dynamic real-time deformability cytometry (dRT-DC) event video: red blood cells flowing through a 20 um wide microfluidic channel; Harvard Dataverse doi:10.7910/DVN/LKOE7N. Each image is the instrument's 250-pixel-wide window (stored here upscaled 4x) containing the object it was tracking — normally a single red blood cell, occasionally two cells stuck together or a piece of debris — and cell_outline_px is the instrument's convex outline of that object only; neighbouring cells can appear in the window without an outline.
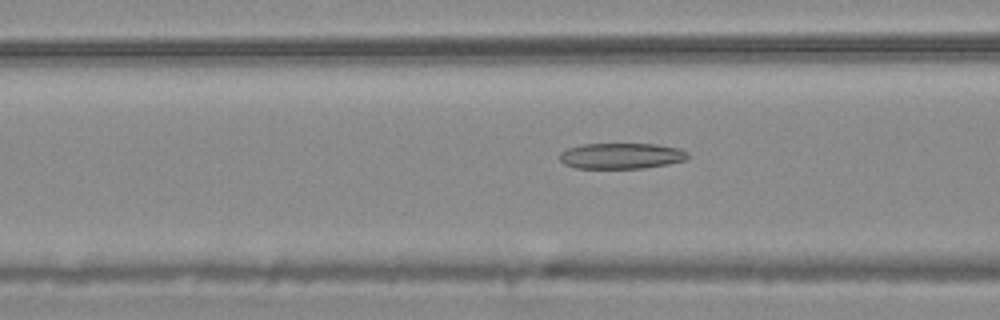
{"species": "common noctule bat (a hibernating species)", "species_latin": "Nyctalus noctula", "temperature_condition": "warm", "stored_images_in_passage": 50, "camera_frame_rate_fps": 3000, "um_per_image_px": 0.085, "animal": {"sex": "male", "body_mass_g": 20.4}, "frame": {"image": 1, "passage_image": 17, "time_ms": 5.333, "image_size_px": [1000, 320], "cell_outline_px": [[688, 156], [684, 160], [668, 164], [644, 168], [576, 168], [564, 164], [560, 160], [560, 152], [568, 148], [580, 144], [656, 144], [680, 148], [688, 152]], "centroid_in_image_um": [52.8, 13.24], "position_along_channel_um": 113.8, "area_um2": 19.31}}
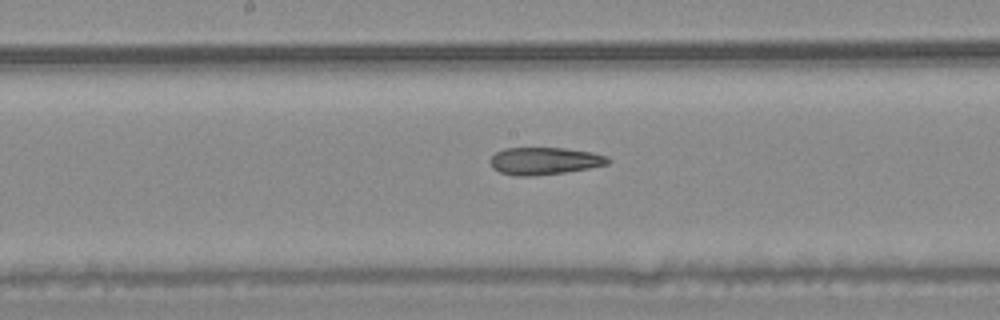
{"frame": {"image": 2, "passage_image": 24, "time_ms": 7.667, "image_size_px": [1000, 320], "cell_outline_px": [[612, 160], [608, 164], [588, 168], [564, 172], [532, 176], [516, 176], [500, 172], [492, 168], [488, 160], [496, 152], [504, 148], [564, 148], [592, 152], [608, 156]], "centroid_in_image_um": [46.27, 13.67], "position_along_channel_um": 201.9, "area_um2": 18.84}}
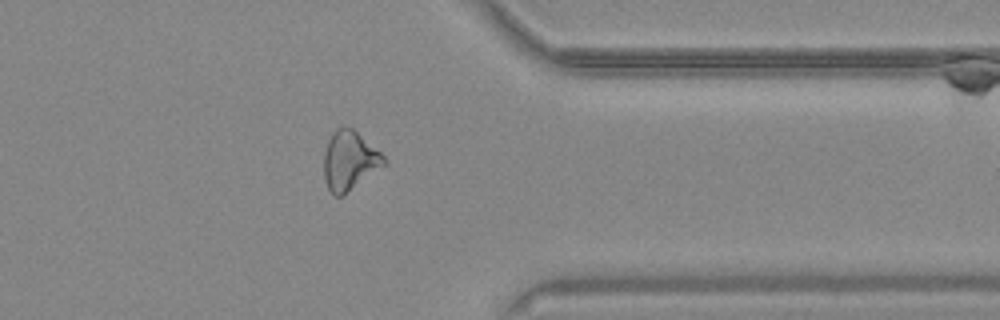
{"frame": {"image": 3, "passage_image": 39, "time_ms": 12.667, "image_size_px": [1000, 320], "cell_outline_px": [[388, 160], [384, 164], [344, 196], [336, 196], [328, 188], [324, 176], [324, 152], [328, 140], [332, 132], [336, 128], [352, 128], [380, 152]], "centroid_in_image_um": [29.69, 13.66], "position_along_channel_um": 381.7, "area_um2": 20.35}, "authors_computed_cell_mechanics": {"area_um2": 20.8947, "velocity_mm_per_s": 3.769, "shape_relaxation_time_tau1_ms": null, "shape_relaxation_time_tau2_ms": 2.2995, "deformation_change_tau1": null, "deformation_change_tau2": 0.117}}